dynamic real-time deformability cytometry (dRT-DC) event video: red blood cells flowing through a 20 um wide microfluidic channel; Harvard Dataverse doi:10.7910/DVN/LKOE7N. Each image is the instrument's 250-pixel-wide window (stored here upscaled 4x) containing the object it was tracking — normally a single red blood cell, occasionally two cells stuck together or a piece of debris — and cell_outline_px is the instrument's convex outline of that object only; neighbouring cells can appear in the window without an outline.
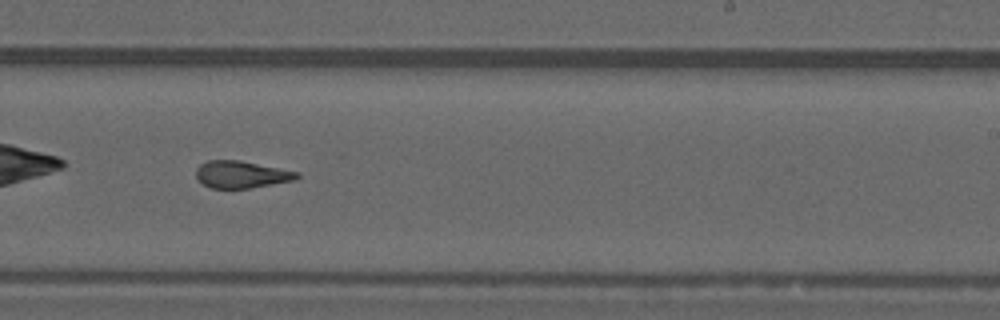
{"species": "common noctule bat (a hibernating species)", "species_latin": "Nyctalus noctula", "temperature_condition": "warm", "stored_images_in_passage": 35, "camera_frame_rate_fps": 3000, "um_per_image_px": 0.085, "animal": {"sex": "male", "forearm_length_mm": 52.5}, "frame": {"image": 1, "passage_image": 16, "time_ms": 5.0, "image_size_px": [1000, 320], "cell_outline_px": [[300, 176], [296, 180], [248, 188], [212, 188], [204, 184], [196, 176], [196, 168], [200, 164], [208, 160], [240, 160], [300, 172]], "centroid_in_image_um": [20.54, 14.82], "position_along_channel_um": 268.5, "area_um2": 15.9}, "authors_computed_cell_mechanics": {"area_um2": 16.6464, "velocity_mm_per_s": 4.083, "shape_relaxation_time_tau1_ms": null, "shape_relaxation_time_tau2_ms": 1.8969, "deformation_change_tau1": null, "deformation_change_tau2": 0.0865}}